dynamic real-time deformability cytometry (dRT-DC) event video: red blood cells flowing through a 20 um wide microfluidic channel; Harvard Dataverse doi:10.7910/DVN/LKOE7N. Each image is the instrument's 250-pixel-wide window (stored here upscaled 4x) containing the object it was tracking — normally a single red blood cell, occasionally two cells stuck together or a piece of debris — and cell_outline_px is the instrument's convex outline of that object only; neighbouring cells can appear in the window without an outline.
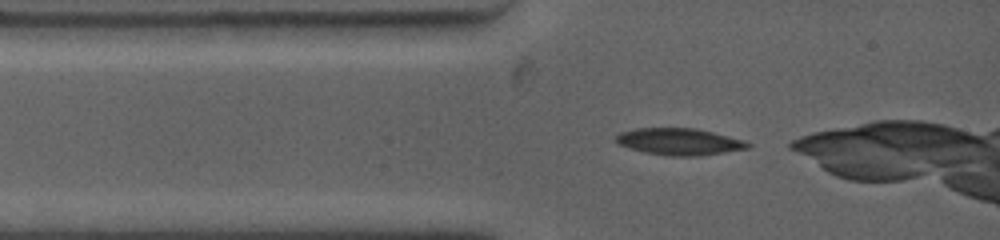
{"species": "common noctule bat (a hibernating species)", "species_latin": "Nyctalus noctula", "temperature_condition": "warm", "stored_images_in_passage": 45, "camera_frame_rate_fps": 4500, "um_per_image_px": 0.085, "animal": {"sex": "female", "body_mass_g": 19.0, "forearm_length_mm": 53.3}, "frame": {"image": 1, "passage_image": 1, "time_ms": 0.0, "image_size_px": [1000, 240], "cell_outline_px": [[752, 144], [748, 148], [700, 156], [668, 156], [644, 152], [628, 148], [616, 144], [616, 136], [620, 132], [636, 128], [696, 128], [744, 140]], "centroid_in_image_um": [57.71, 12.04], "position_along_channel_um": 27.3, "area_um2": 20.63}}
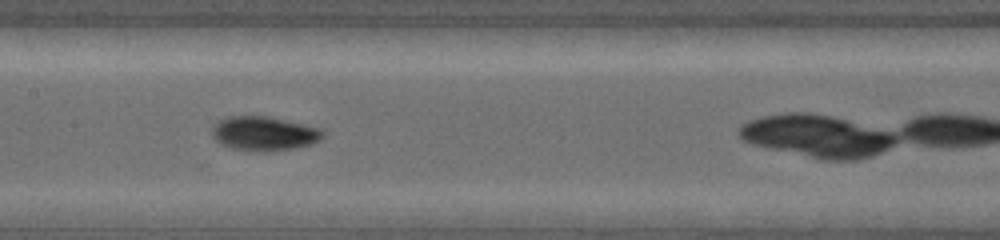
{"frame": {"image": 2, "passage_image": 18, "time_ms": 4.222, "image_size_px": [1000, 240], "cell_outline_px": [[324, 136], [320, 140], [312, 144], [296, 148], [232, 148], [220, 144], [212, 136], [212, 128], [220, 120], [228, 116], [268, 116], [304, 124], [320, 128], [324, 132]], "centroid_in_image_um": [22.47, 11.29], "position_along_channel_um": 184.9, "area_um2": 21.21}}
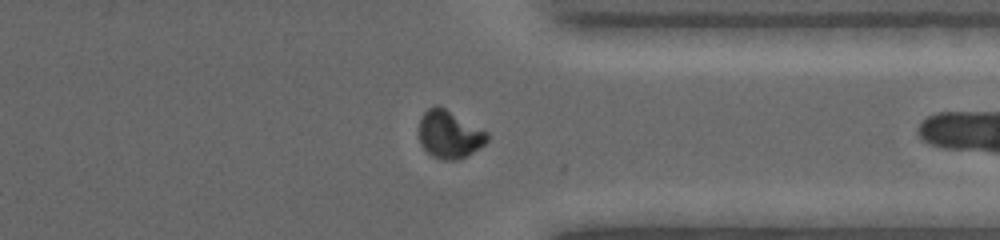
{"frame": {"image": 3, "passage_image": 38, "time_ms": 9.111, "image_size_px": [1000, 240], "cell_outline_px": [[488, 140], [480, 148], [468, 156], [456, 160], [444, 160], [432, 156], [420, 144], [420, 120], [424, 112], [428, 108], [436, 104], [444, 108], [488, 132]], "centroid_in_image_um": [38.21, 11.44], "position_along_channel_um": 373.2, "area_um2": 18.84}, "authors_computed_cell_mechanics": {"area_um2": 20.4034, "velocity_mm_per_s": 3.8947, "shape_relaxation_time_tau1_ms": 4.8725, "shape_relaxation_time_tau2_ms": 2.802, "deformation_change_tau1": 0.1954, "deformation_change_tau2": 0.0384}}